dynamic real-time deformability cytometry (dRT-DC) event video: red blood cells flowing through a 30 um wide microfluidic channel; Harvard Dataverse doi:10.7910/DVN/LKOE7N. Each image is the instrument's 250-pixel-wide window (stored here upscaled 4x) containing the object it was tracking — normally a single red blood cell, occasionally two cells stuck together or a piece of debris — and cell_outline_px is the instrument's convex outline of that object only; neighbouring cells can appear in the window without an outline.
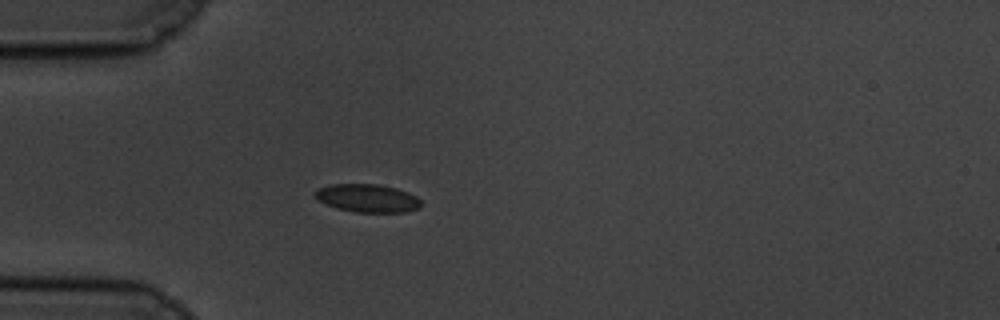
{"species": "common noctule bat (a hibernating species)", "species_latin": "Nyctalus noctula", "temperature_condition": "cold", "stored_images_in_passage": 43, "camera_frame_rate_fps": 3000, "um_per_image_px": 0.085, "animal": {"sex": "male", "body_mass_g": 19.5, "forearm_length_mm": 54.6}, "frame": {"image": 1, "passage_image": 1, "time_ms": 0.0, "image_size_px": [1000, 320], "cell_outline_px": [[420, 208], [404, 212], [356, 212], [336, 208], [316, 200], [312, 196], [312, 192], [320, 188], [332, 184], [380, 184], [396, 188], [408, 192], [416, 196], [420, 200]], "centroid_in_image_um": [31.19, 16.84], "position_along_channel_um": 53.8, "area_um2": 17.51}}
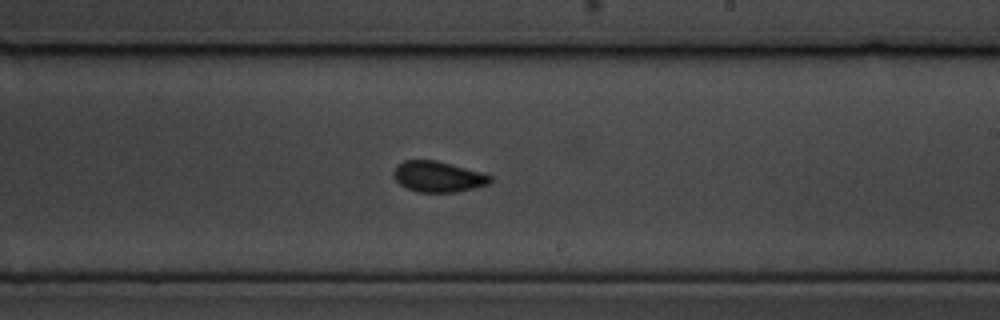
{"frame": {"image": 2, "passage_image": 19, "time_ms": 6.0, "image_size_px": [1000, 320], "cell_outline_px": [[492, 180], [488, 184], [456, 192], [416, 192], [400, 184], [392, 176], [392, 172], [396, 164], [404, 160], [436, 160], [452, 164], [480, 172], [492, 176]], "centroid_in_image_um": [37.18, 15.0], "position_along_channel_um": 251.8, "area_um2": 17.34}}
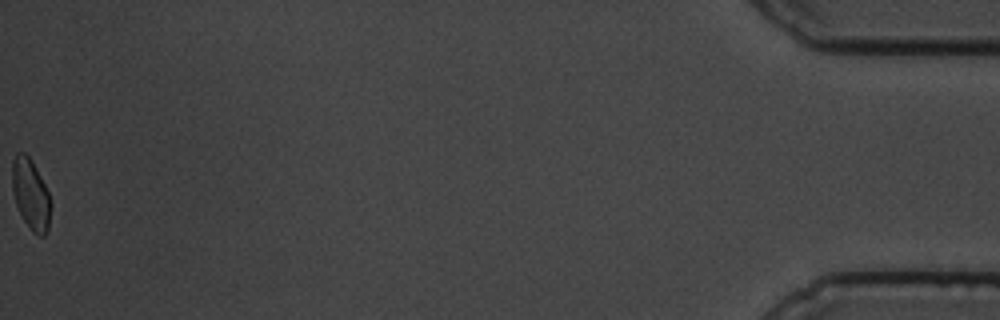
{"frame": {"image": 3, "passage_image": 43, "time_ms": 14.0, "image_size_px": [1000, 320], "cell_outline_px": [[52, 204], [48, 232], [44, 236], [40, 236], [32, 232], [24, 220], [16, 204], [12, 192], [12, 160], [16, 152], [24, 152], [28, 156], [40, 176], [48, 192]], "centroid_in_image_um": [2.62, 16.54], "position_along_channel_um": 432.6, "area_um2": 15.95}, "authors_computed_cell_mechanics": {"area_um2": 17.051, "velocity_mm_per_s": 3.446, "shape_relaxation_time_tau1_ms": 11.3919, "shape_relaxation_time_tau2_ms": 1.2912, "deformation_change_tau1": 0.159, "deformation_change_tau2": 0.0517}}